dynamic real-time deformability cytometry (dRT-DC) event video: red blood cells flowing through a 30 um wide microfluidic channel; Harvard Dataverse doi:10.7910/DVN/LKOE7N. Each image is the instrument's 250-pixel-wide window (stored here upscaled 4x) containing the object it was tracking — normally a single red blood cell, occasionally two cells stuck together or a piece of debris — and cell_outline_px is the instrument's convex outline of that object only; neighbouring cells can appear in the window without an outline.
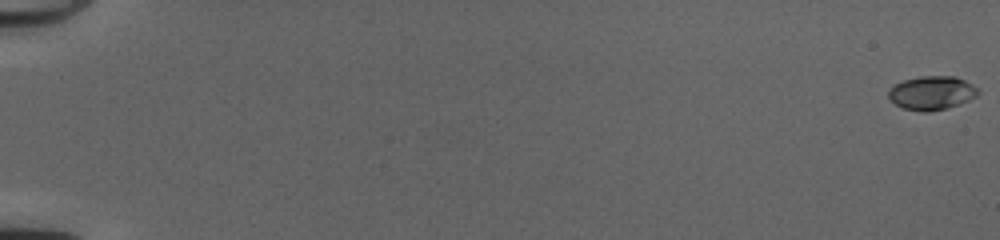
{"species": "common noctule bat (a hibernating species)", "species_latin": "Nyctalus noctula", "temperature_condition": "cold", "stored_images_in_passage": 53, "camera_frame_rate_fps": 3000, "um_per_image_px": 0.085, "animal": {"sex": "female", "body_mass_g": 20.0, "forearm_length_mm": 54.0}, "frame": {"image": 1, "passage_image": 1, "time_ms": 0.0, "image_size_px": [1000, 240], "cell_outline_px": [[980, 92], [976, 96], [968, 100], [948, 108], [928, 112], [924, 112], [904, 108], [896, 104], [888, 96], [888, 88], [904, 80], [920, 76], [956, 76], [972, 84]], "centroid_in_image_um": [79.2, 7.89], "position_along_channel_um": 5.8, "area_um2": 17.51}}
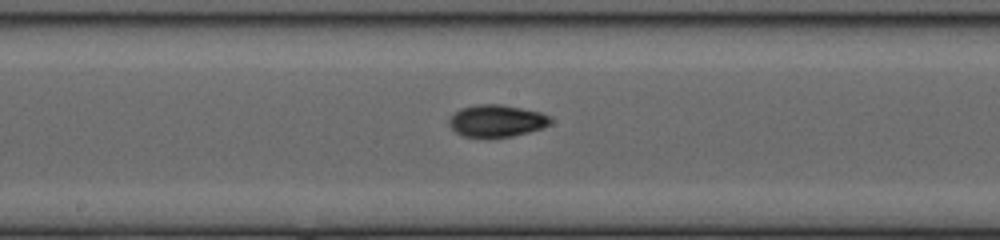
{"frame": {"image": 2, "passage_image": 31, "time_ms": 10.0, "image_size_px": [1000, 240], "cell_outline_px": [[552, 124], [544, 128], [512, 136], [488, 140], [464, 136], [456, 132], [448, 124], [448, 120], [460, 108], [476, 104], [500, 104], [540, 112], [552, 116]], "centroid_in_image_um": [42.23, 10.3], "position_along_channel_um": 206.0, "area_um2": 19.54}}
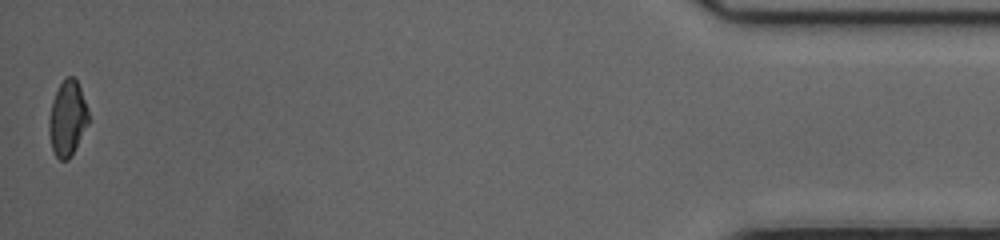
{"frame": {"image": 3, "passage_image": 53, "time_ms": 17.333, "image_size_px": [1000, 240], "cell_outline_px": [[88, 124], [72, 156], [68, 160], [60, 160], [56, 156], [52, 148], [48, 132], [48, 120], [52, 100], [60, 84], [68, 76], [72, 76], [76, 80], [80, 88], [88, 112]], "centroid_in_image_um": [5.71, 10.1], "position_along_channel_um": 429.5, "area_um2": 17.22}, "authors_computed_cell_mechanics": {"area_um2": 17.6868, "velocity_mm_per_s": 4.1259, "shape_relaxation_time_tau1_ms": 5.5694, "shape_relaxation_time_tau2_ms": 1.3471, "deformation_change_tau1": 0.1895, "deformation_change_tau2": 0.0473}}